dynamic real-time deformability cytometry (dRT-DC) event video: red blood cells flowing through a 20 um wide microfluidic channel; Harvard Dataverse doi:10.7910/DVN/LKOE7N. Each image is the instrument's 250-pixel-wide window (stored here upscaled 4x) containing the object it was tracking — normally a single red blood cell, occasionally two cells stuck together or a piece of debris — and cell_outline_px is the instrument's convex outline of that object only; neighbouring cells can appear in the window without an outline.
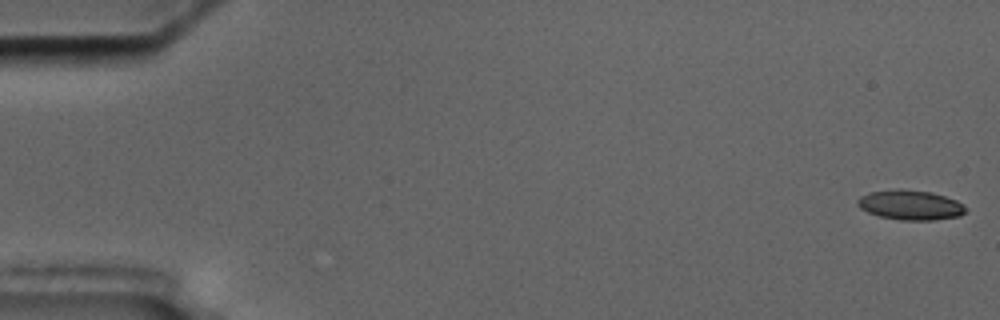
{"species": "common noctule bat (a hibernating species)", "species_latin": "Nyctalus noctula", "temperature_condition": "cold", "stored_images_in_passage": 57, "camera_frame_rate_fps": 3000, "um_per_image_px": 0.085, "animal": {"sex": "male", "body_mass_g": 17.5, "forearm_length_mm": 52.3}, "frame": {"image": 1, "passage_image": 1, "time_ms": 0.0, "image_size_px": [1000, 320], "cell_outline_px": [[968, 208], [960, 216], [932, 220], [900, 220], [880, 216], [868, 212], [860, 208], [856, 204], [856, 200], [860, 196], [868, 192], [900, 188], [932, 192], [956, 200], [964, 204]], "centroid_in_image_um": [77.37, 17.41], "position_along_channel_um": 7.6, "area_um2": 18.96}}
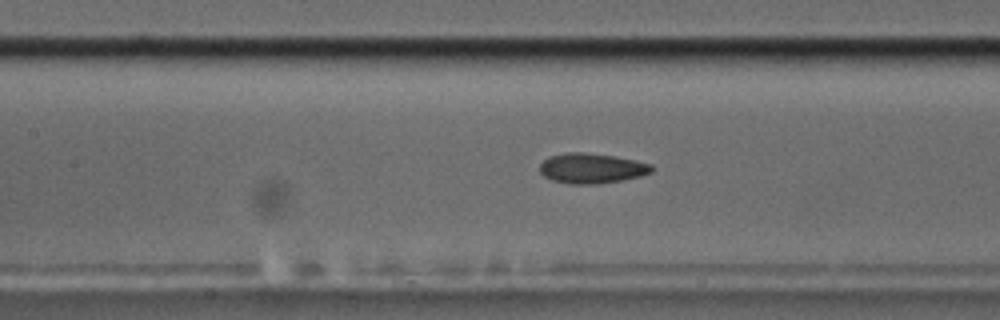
{"frame": {"image": 2, "passage_image": 26, "time_ms": 8.333, "image_size_px": [1000, 320], "cell_outline_px": [[656, 168], [652, 172], [640, 176], [600, 184], [568, 184], [552, 180], [544, 176], [540, 172], [540, 164], [548, 156], [568, 152], [584, 152], [612, 156], [652, 164]], "centroid_in_image_um": [50.28, 14.31], "position_along_channel_um": 157.1, "area_um2": 19.65}}
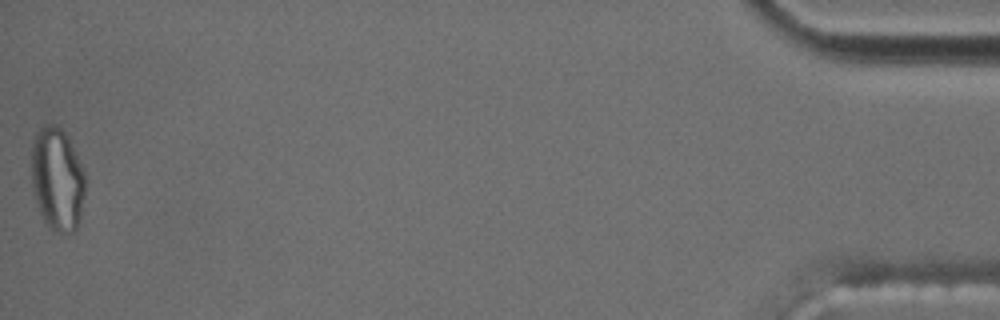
{"frame": {"image": 3, "passage_image": 57, "time_ms": 18.667, "image_size_px": [1000, 320], "cell_outline_px": [[84, 192], [80, 216], [76, 228], [72, 232], [56, 232], [48, 228], [40, 212], [32, 188], [32, 140], [36, 132], [44, 124], [56, 124], [68, 136], [84, 172]], "centroid_in_image_um": [4.85, 15.2], "position_along_channel_um": 430.4, "area_um2": 32.19}, "authors_computed_cell_mechanics": {"area_um2": 19.1896, "velocity_mm_per_s": 3.5549, "shape_relaxation_time_tau1_ms": 5.8082, "shape_relaxation_time_tau2_ms": 2.7514, "deformation_change_tau1": 0.1577, "deformation_change_tau2": 0.1005}}